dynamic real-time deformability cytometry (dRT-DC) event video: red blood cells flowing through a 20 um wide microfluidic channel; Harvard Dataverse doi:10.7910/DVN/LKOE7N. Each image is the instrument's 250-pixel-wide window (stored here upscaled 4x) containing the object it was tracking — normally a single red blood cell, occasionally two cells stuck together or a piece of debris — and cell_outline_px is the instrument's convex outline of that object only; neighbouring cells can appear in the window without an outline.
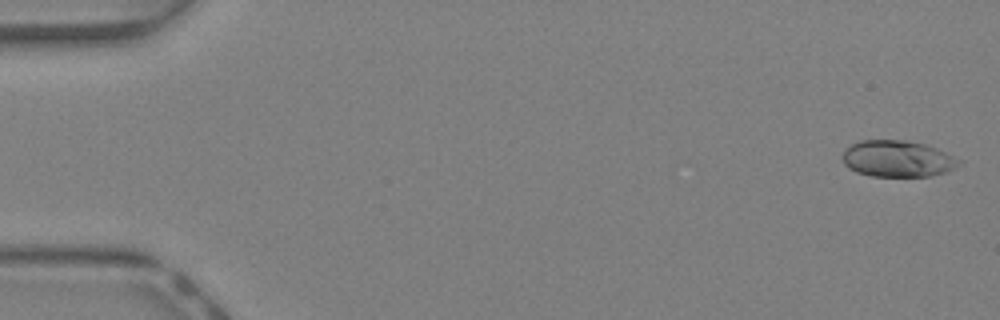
{"species": "Egyptian fruit bat (a non-hibernating species)", "species_latin": "Rousettus aegyptiacus", "temperature_condition": "warm", "stored_images_in_passage": 44, "camera_frame_rate_fps": 3000, "um_per_image_px": 0.085, "animal": {"sex": "female"}, "frame": {"image": 1, "passage_image": 1, "time_ms": 0.0, "image_size_px": [1000, 320], "cell_outline_px": [[964, 160], [956, 168], [948, 172], [932, 176], [872, 176], [856, 172], [848, 168], [844, 164], [844, 148], [860, 140], [904, 140], [924, 144], [936, 148]], "centroid_in_image_um": [76.33, 13.5], "position_along_channel_um": 8.7, "area_um2": 24.97}}
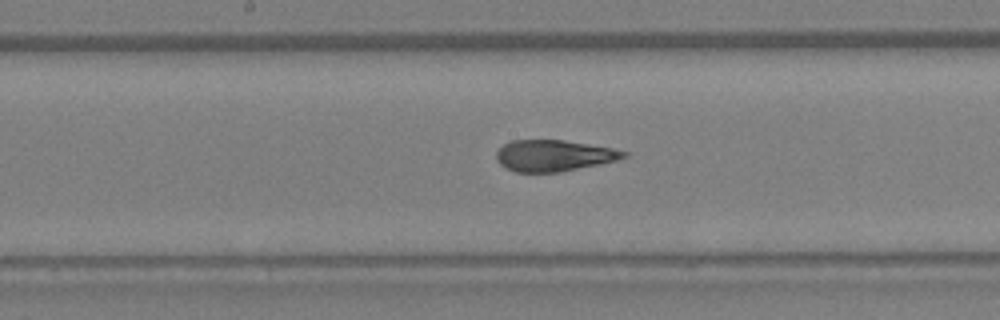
{"frame": {"image": 2, "passage_image": 23, "time_ms": 7.333, "image_size_px": [1000, 320], "cell_outline_px": [[628, 156], [616, 160], [600, 164], [560, 172], [516, 172], [504, 168], [496, 160], [496, 152], [504, 144], [512, 140], [564, 140], [612, 148], [628, 152]], "centroid_in_image_um": [47.05, 13.23], "position_along_channel_um": 201.1, "area_um2": 23.24}}
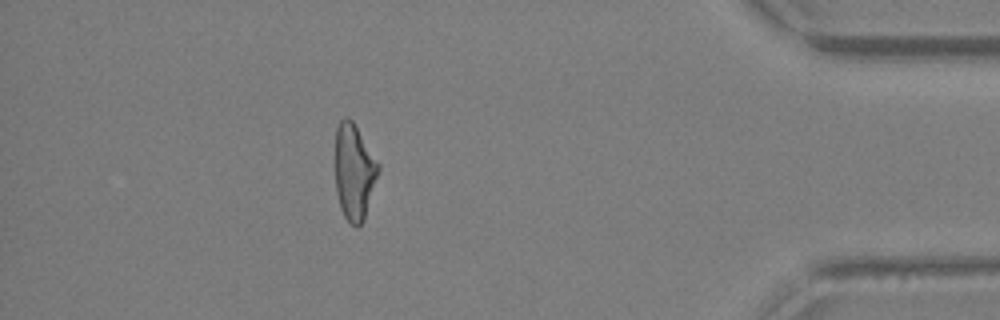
{"frame": {"image": 3, "passage_image": 39, "time_ms": 12.667, "image_size_px": [1000, 320], "cell_outline_px": [[380, 168], [364, 220], [356, 228], [344, 216], [340, 208], [336, 192], [336, 128], [340, 120], [344, 116], [348, 116], [352, 120], [380, 164]], "centroid_in_image_um": [30.11, 14.59], "position_along_channel_um": 405.1, "area_um2": 24.04}, "authors_computed_cell_mechanics": {"area_um2": 24.5072, "velocity_mm_per_s": 4.6853, "shape_relaxation_time_tau1_ms": 4.8024, "shape_relaxation_time_tau2_ms": 1.2652, "deformation_change_tau1": 0.2012, "deformation_change_tau2": 0.086}}